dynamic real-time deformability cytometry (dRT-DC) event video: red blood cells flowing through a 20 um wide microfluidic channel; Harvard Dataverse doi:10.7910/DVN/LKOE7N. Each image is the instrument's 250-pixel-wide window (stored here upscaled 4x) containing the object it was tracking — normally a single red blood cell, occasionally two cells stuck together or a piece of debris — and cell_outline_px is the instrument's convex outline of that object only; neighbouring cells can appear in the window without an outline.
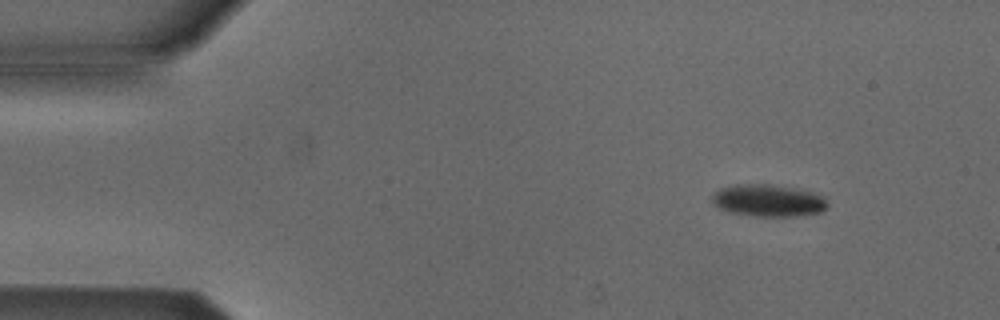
{"species": "Egyptian fruit bat (a non-hibernating species)", "species_latin": "Rousettus aegyptiacus", "temperature_condition": "cold", "stored_images_in_passage": 5, "camera_frame_rate_fps": 3000, "um_per_image_px": 0.085, "animal": {"sex": "male"}, "frame": {"image": 1, "passage_image": 1, "time_ms": 0.0, "image_size_px": [1000, 320], "cell_outline_px": [[828, 208], [820, 212], [796, 216], [756, 216], [728, 212], [716, 208], [712, 204], [712, 196], [720, 188], [736, 184], [768, 184], [792, 188], [808, 192], [820, 196], [828, 204]], "centroid_in_image_um": [65.22, 17.06], "position_along_channel_um": 19.8, "area_um2": 21.39}}
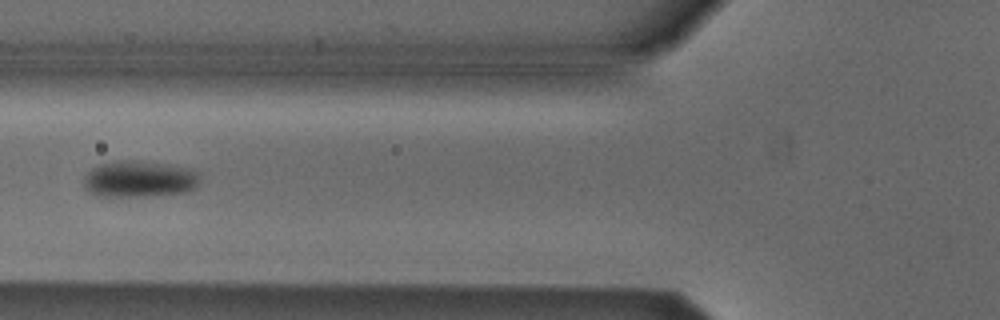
{"frame": {"image": 2, "passage_image": 5, "time_ms": 4.667, "image_size_px": [1000, 320], "cell_outline_px": [[200, 180], [196, 188], [188, 192], [148, 196], [96, 196], [84, 188], [84, 180], [88, 172], [92, 168], [100, 164], [116, 160], [128, 160], [164, 164], [184, 168], [196, 172], [200, 176]], "centroid_in_image_um": [11.83, 15.23], "position_along_channel_um": 114.0, "area_um2": 24.57}}